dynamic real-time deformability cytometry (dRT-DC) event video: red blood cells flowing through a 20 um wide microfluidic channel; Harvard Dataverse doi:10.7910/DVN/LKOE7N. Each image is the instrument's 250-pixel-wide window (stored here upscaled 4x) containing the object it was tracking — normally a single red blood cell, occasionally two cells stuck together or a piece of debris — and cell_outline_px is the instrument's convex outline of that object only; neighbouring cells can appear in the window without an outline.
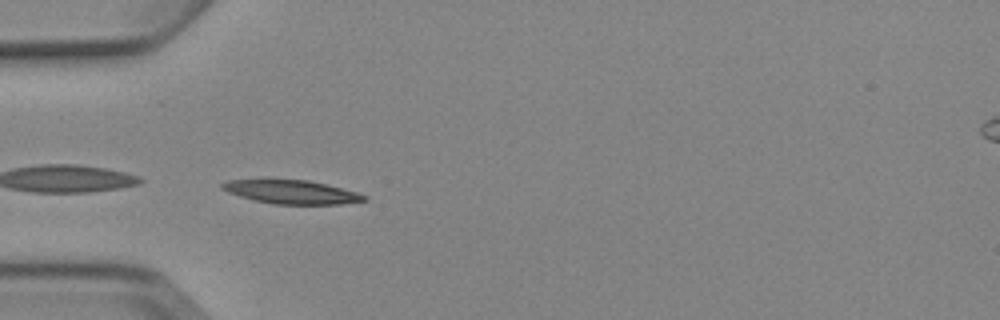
{"species": "Egyptian fruit bat (a non-hibernating species)", "species_latin": "Rousettus aegyptiacus", "temperature_condition": "cold", "stored_images_in_passage": 4, "segment_of_instrument_passage": [2, 2], "camera_frame_rate_fps": 3000, "um_per_image_px": 0.085, "animal": {"sex": "female"}, "frame": {"image": 1, "passage_image": 4, "time_ms": 3.667, "image_size_px": [1000, 320], "cell_outline_px": [[368, 200], [340, 204], [272, 204], [252, 200], [228, 192], [220, 188], [220, 184], [228, 180], [308, 180], [356, 192], [368, 196]], "centroid_in_image_um": [24.76, 16.33], "position_along_channel_um": 60.2, "area_um2": 19.36}}